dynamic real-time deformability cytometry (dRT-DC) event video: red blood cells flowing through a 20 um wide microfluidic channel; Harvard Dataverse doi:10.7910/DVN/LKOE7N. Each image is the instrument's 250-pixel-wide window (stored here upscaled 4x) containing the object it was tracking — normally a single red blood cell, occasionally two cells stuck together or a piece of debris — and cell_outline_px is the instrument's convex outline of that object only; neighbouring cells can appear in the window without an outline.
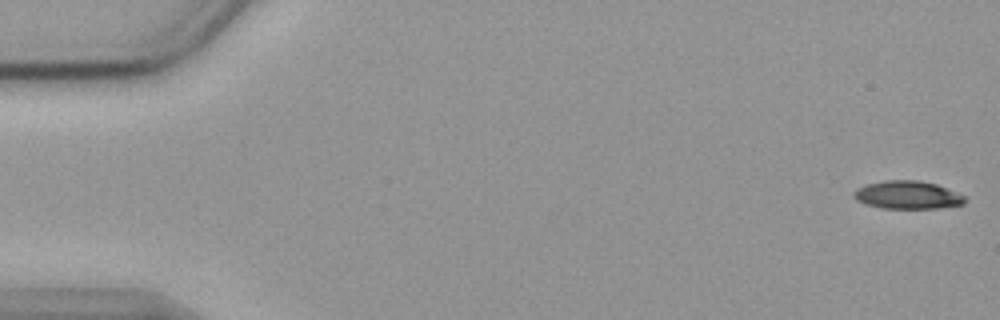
{"species": "common noctule bat (a hibernating species)", "species_latin": "Nyctalus noctula", "temperature_condition": "cold", "stored_images_in_passage": 56, "camera_frame_rate_fps": 3000, "um_per_image_px": 0.085, "animal": {"sex": "female", "body_mass_g": 19.9}, "frame": {"image": 1, "passage_image": 1, "time_ms": 0.0, "image_size_px": [1000, 320], "cell_outline_px": [[964, 204], [940, 208], [884, 208], [864, 204], [856, 200], [852, 196], [852, 192], [856, 188], [868, 184], [884, 180], [920, 180], [936, 184], [964, 196]], "centroid_in_image_um": [77.08, 16.57], "position_along_channel_um": 7.9, "area_um2": 18.09}}
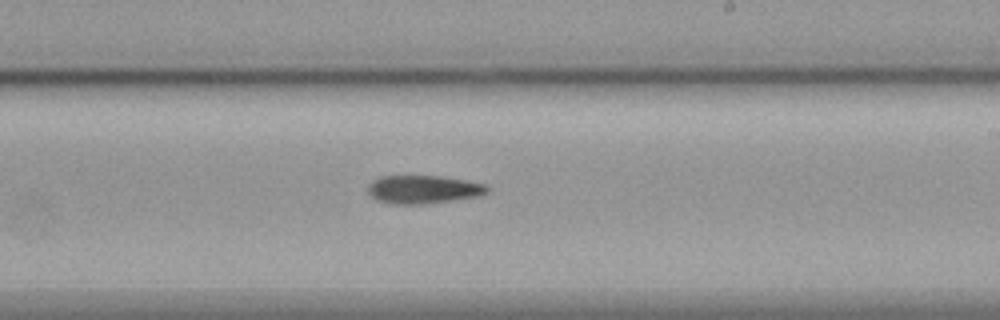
{"frame": {"image": 2, "passage_image": 33, "time_ms": 10.667, "image_size_px": [1000, 320], "cell_outline_px": [[488, 192], [480, 196], [428, 204], [392, 204], [376, 200], [368, 192], [368, 184], [372, 180], [380, 176], [436, 176], [468, 180], [484, 184], [488, 188]], "centroid_in_image_um": [35.97, 16.11], "position_along_channel_um": 253.0, "area_um2": 19.77}}
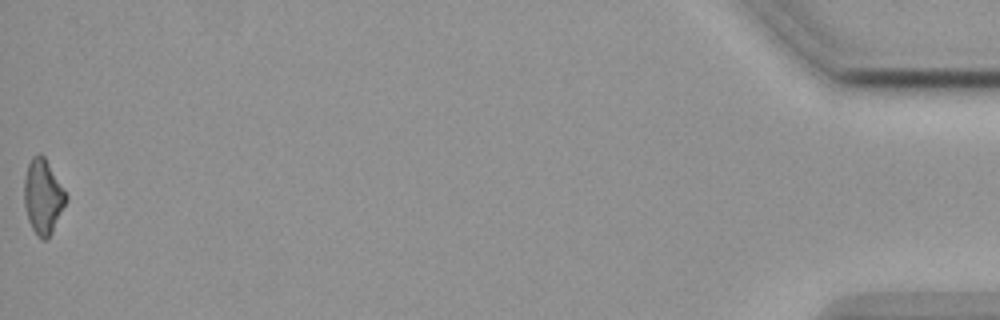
{"frame": {"image": 3, "passage_image": 56, "time_ms": 18.333, "image_size_px": [1000, 320], "cell_outline_px": [[68, 200], [52, 232], [44, 240], [40, 240], [36, 236], [28, 220], [24, 204], [24, 176], [28, 164], [32, 156], [40, 152], [44, 156], [68, 196]], "centroid_in_image_um": [3.65, 16.71], "position_along_channel_um": 431.6, "area_um2": 18.32}, "authors_computed_cell_mechanics": {"area_um2": 19.2474, "velocity_mm_per_s": 3.5863, "shape_relaxation_time_tau1_ms": 8.2533, "shape_relaxation_time_tau2_ms": null, "deformation_change_tau1": 0.1742, "deformation_change_tau2": null}}